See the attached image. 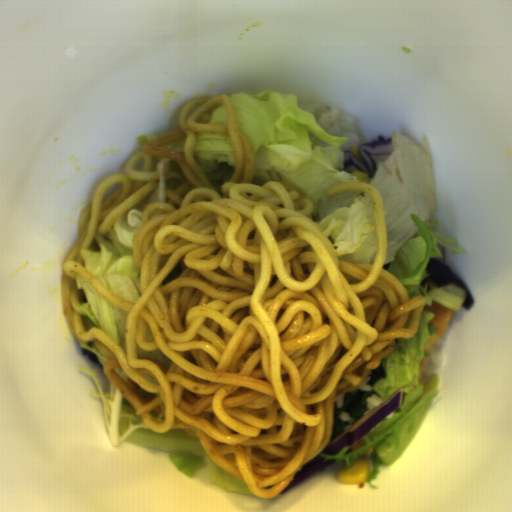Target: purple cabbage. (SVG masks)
<instances>
[{
	"label": "purple cabbage",
	"mask_w": 512,
	"mask_h": 512,
	"mask_svg": "<svg viewBox=\"0 0 512 512\" xmlns=\"http://www.w3.org/2000/svg\"><path fill=\"white\" fill-rule=\"evenodd\" d=\"M450 284L457 285L465 292L462 306L470 311L475 304V301L469 288L466 286L457 272L442 261L433 258L430 259L427 263L425 276L420 284V287L425 289L427 293Z\"/></svg>",
	"instance_id": "3"
},
{
	"label": "purple cabbage",
	"mask_w": 512,
	"mask_h": 512,
	"mask_svg": "<svg viewBox=\"0 0 512 512\" xmlns=\"http://www.w3.org/2000/svg\"><path fill=\"white\" fill-rule=\"evenodd\" d=\"M335 459H329L325 461V457L322 455H316L310 461L305 463L303 466L297 469L294 474L293 480L279 493L285 495L295 486L314 476L315 474L335 465Z\"/></svg>",
	"instance_id": "4"
},
{
	"label": "purple cabbage",
	"mask_w": 512,
	"mask_h": 512,
	"mask_svg": "<svg viewBox=\"0 0 512 512\" xmlns=\"http://www.w3.org/2000/svg\"><path fill=\"white\" fill-rule=\"evenodd\" d=\"M395 151L393 138L390 136H377L372 142L361 143L357 153L353 150L342 151V166L344 172H362L369 178L376 177L377 164L374 156H389Z\"/></svg>",
	"instance_id": "2"
},
{
	"label": "purple cabbage",
	"mask_w": 512,
	"mask_h": 512,
	"mask_svg": "<svg viewBox=\"0 0 512 512\" xmlns=\"http://www.w3.org/2000/svg\"><path fill=\"white\" fill-rule=\"evenodd\" d=\"M403 388L397 389L387 400L381 402L358 422L338 437L329 441L327 447L319 453L336 456L345 447L355 445L376 426L384 421L402 405Z\"/></svg>",
	"instance_id": "1"
}]
</instances>
